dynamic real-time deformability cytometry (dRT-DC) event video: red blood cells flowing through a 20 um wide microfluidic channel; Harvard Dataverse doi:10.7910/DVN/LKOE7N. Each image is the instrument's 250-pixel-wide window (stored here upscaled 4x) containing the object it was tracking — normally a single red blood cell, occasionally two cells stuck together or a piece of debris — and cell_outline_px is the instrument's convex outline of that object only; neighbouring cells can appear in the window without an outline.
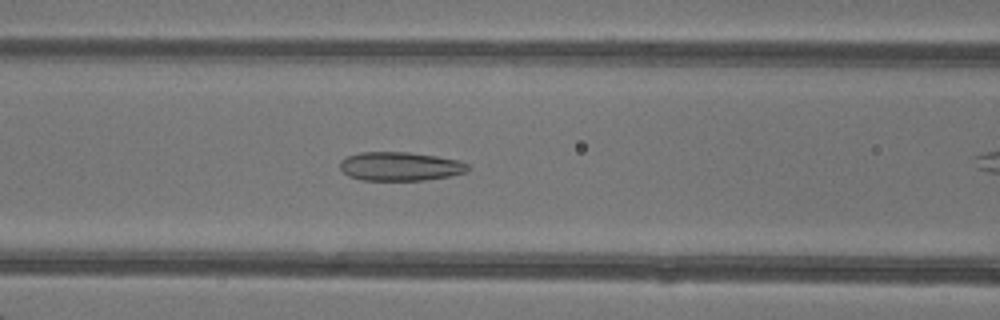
{"species": "common noctule bat (a hibernating species)", "species_latin": "Nyctalus noctula", "temperature_condition": "warm", "stored_images_in_passage": 33, "camera_frame_rate_fps": 3000, "um_per_image_px": 0.085, "animal": {"sex": "female"}, "frame": {"image": 1, "passage_image": 14, "time_ms": 4.333, "image_size_px": [1000, 320], "cell_outline_px": [[468, 172], [448, 176], [424, 180], [360, 180], [348, 176], [340, 168], [340, 160], [348, 156], [360, 152], [408, 152], [436, 156], [460, 160], [468, 164]], "centroid_in_image_um": [34.01, 14.14], "position_along_channel_um": 132.6, "area_um2": 21.5}}
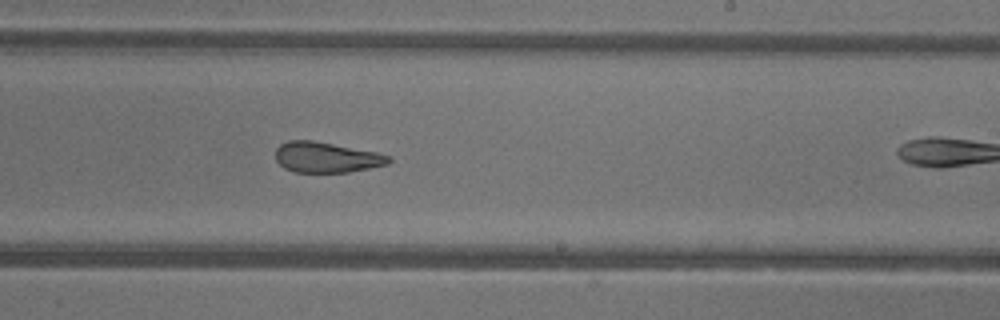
{"frame": {"image": 2, "passage_image": 23, "time_ms": 7.333, "image_size_px": [1000, 320], "cell_outline_px": [[392, 160], [388, 164], [348, 172], [296, 172], [284, 168], [276, 160], [276, 148], [280, 144], [288, 140], [312, 140], [376, 152], [392, 156]], "centroid_in_image_um": [27.74, 13.37], "position_along_channel_um": 261.3, "area_um2": 20.06}}
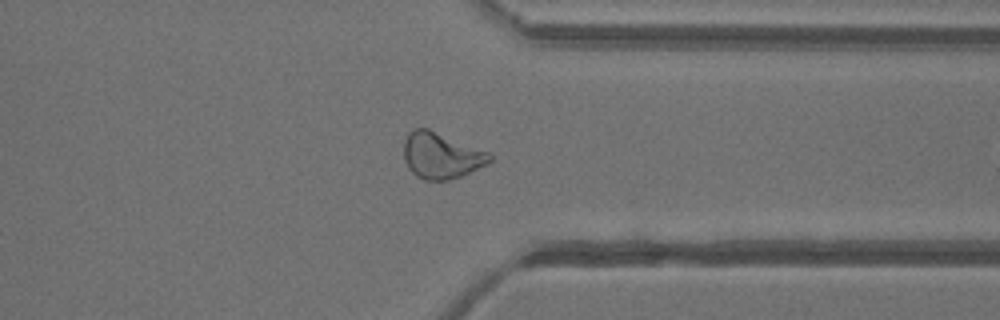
{"frame": {"image": 3, "passage_image": 31, "time_ms": 10.0, "image_size_px": [1000, 320], "cell_outline_px": [[492, 160], [488, 164], [460, 176], [448, 180], [424, 180], [416, 176], [408, 168], [404, 160], [404, 140], [408, 132], [416, 128], [428, 128], [488, 152], [492, 156]], "centroid_in_image_um": [37.48, 13.22], "position_along_channel_um": 373.9, "area_um2": 23.0}}